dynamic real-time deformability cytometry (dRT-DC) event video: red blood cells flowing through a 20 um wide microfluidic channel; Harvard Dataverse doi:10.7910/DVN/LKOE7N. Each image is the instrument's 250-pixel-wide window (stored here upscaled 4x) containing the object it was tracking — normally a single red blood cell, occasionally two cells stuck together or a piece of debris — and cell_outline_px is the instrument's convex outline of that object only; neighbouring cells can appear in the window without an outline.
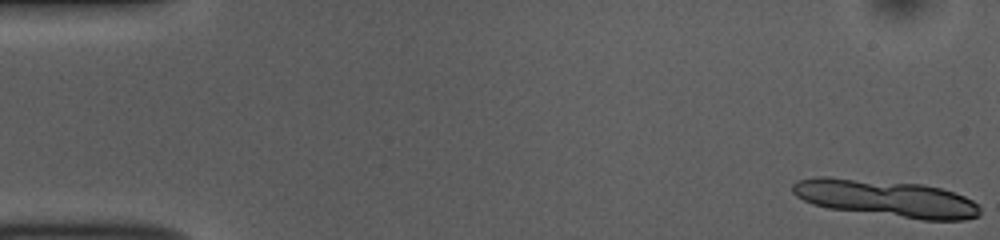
{"species": "common noctule bat (a hibernating species)", "species_latin": "Nyctalus noctula", "temperature_condition": "room temperature", "stored_images_in_passage": 9, "camera_frame_rate_fps": 3000, "um_per_image_px": 0.085, "animal": {"sex": "female", "body_mass_g": 10.0, "forearm_length_mm": 53.1}, "frame": {"image": 1, "passage_image": 1, "time_ms": 0.0, "image_size_px": [1000, 240], "cell_outline_px": [[976, 216], [952, 220], [932, 220], [836, 208], [820, 204], [808, 200], [800, 196], [796, 192], [808, 180], [844, 180], [936, 188], [952, 192], [976, 204]], "centroid_in_image_um": [75.56, 16.94], "position_along_channel_um": 9.4, "area_um2": 34.85}}